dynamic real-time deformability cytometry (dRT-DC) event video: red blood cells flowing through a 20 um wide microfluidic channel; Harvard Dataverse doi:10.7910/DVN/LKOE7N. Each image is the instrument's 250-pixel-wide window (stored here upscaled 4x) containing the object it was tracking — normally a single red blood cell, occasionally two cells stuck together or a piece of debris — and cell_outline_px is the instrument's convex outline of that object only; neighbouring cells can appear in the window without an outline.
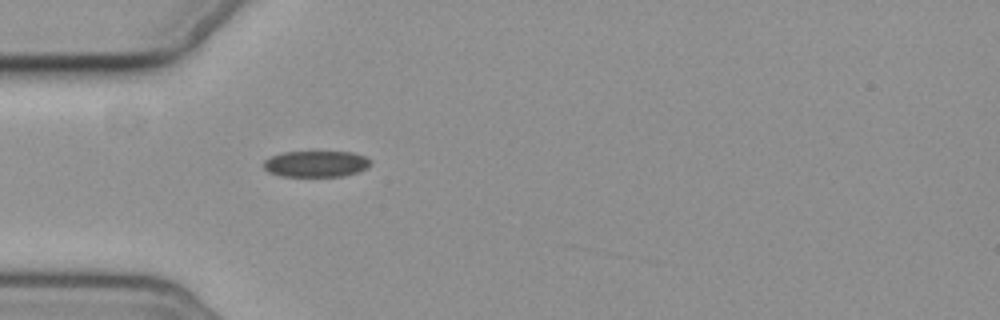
{"species": "common noctule bat (a hibernating species)", "species_latin": "Nyctalus noctula", "temperature_condition": "cold", "stored_images_in_passage": 1, "camera_frame_rate_fps": 3000, "um_per_image_px": 0.085, "animal": {"sex": "female", "body_mass_g": 19.3, "forearm_length_mm": 54.1}, "frame": {"image": 1, "passage_image": 1, "time_ms": 0.0, "image_size_px": [1000, 320], "cell_outline_px": [[372, 164], [368, 168], [344, 176], [280, 176], [268, 172], [264, 168], [264, 160], [272, 156], [284, 152], [352, 152], [364, 156], [372, 160]], "centroid_in_image_um": [26.89, 13.93], "position_along_channel_um": 58.1, "area_um2": 16.36}}